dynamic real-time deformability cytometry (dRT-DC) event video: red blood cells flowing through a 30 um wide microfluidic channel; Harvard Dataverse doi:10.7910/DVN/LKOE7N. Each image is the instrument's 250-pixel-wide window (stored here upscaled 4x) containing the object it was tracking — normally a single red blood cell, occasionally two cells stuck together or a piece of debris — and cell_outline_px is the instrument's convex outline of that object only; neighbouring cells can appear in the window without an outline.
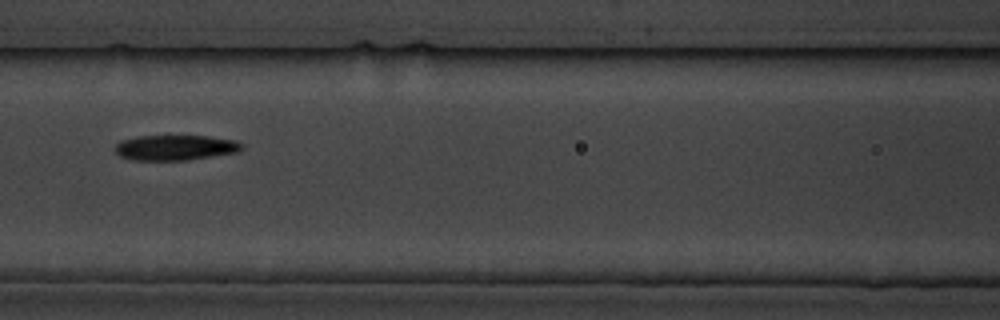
{"species": "common noctule bat (a hibernating species)", "species_latin": "Nyctalus noctula", "temperature_condition": "cold", "stored_images_in_passage": 12, "camera_frame_rate_fps": 3000, "um_per_image_px": 0.085, "animal": {"sex": "male", "body_mass_g": 19.5, "forearm_length_mm": 54.6}, "frame": {"image": 1, "passage_image": 4, "time_ms": 3.667, "image_size_px": [1000, 320], "cell_outline_px": [[244, 148], [240, 152], [188, 160], [132, 160], [120, 156], [116, 152], [116, 144], [120, 140], [136, 136], [208, 136], [236, 140], [244, 144]], "centroid_in_image_um": [14.95, 12.54], "position_along_channel_um": 151.7, "area_um2": 18.9}}
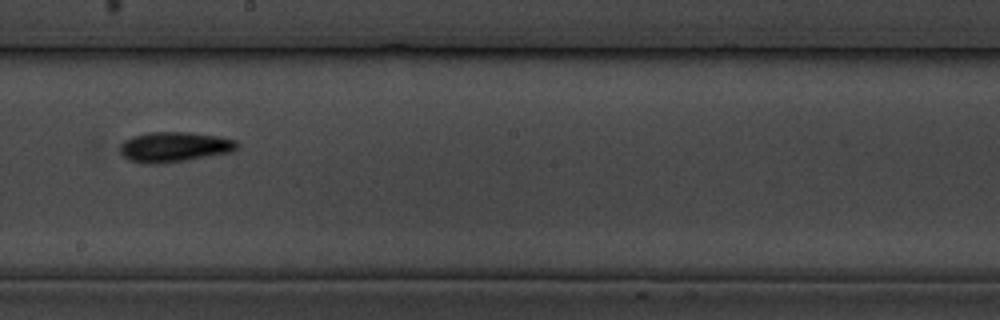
{"frame": {"image": 2, "passage_image": 6, "time_ms": 6.0, "image_size_px": [1000, 320], "cell_outline_px": [[240, 144], [232, 152], [188, 160], [160, 164], [144, 164], [128, 160], [120, 152], [120, 144], [124, 140], [132, 136], [148, 132], [188, 132], [220, 136], [236, 140]], "centroid_in_image_um": [14.81, 12.49], "position_along_channel_um": 233.4, "area_um2": 20.87}}
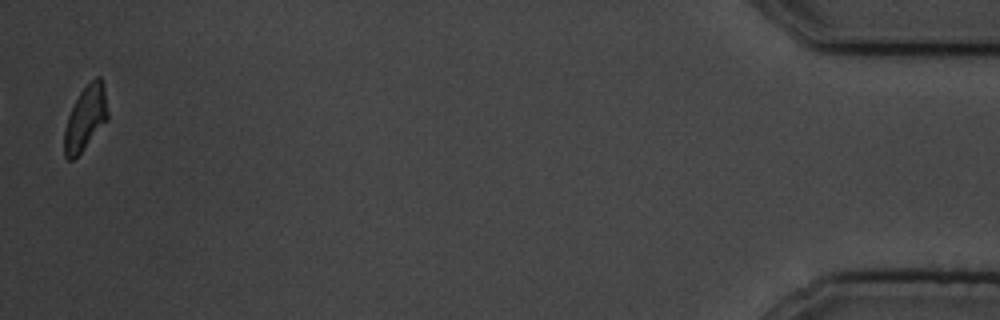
{"frame": {"image": 3, "passage_image": 12, "time_ms": 14.0, "image_size_px": [1000, 320], "cell_outline_px": [[108, 120], [84, 148], [72, 160], [68, 160], [64, 156], [64, 128], [68, 116], [80, 92], [96, 76], [100, 76], [104, 80], [108, 112]], "centroid_in_image_um": [7.29, 10.02], "position_along_channel_um": 427.9, "area_um2": 16.3}, "authors_computed_cell_mechanics": {"area_um2": 18.5827, "velocity_mm_per_s": 3.5211, "shape_relaxation_time_tau1_ms": 3.3827, "shape_relaxation_time_tau2_ms": null, "deformation_change_tau1": 0.1156, "deformation_change_tau2": null}}